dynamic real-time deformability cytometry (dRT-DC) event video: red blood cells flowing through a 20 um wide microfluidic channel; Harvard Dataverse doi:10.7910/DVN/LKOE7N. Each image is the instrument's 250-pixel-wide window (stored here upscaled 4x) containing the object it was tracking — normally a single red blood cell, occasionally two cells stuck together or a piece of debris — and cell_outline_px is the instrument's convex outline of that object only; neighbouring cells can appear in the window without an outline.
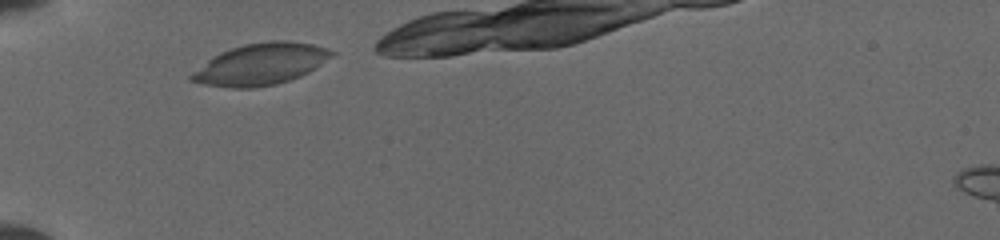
{"species": "common noctule bat (a hibernating species)", "species_latin": "Nyctalus noctula", "temperature_condition": "cold", "stored_images_in_passage": 3, "camera_frame_rate_fps": 3000, "um_per_image_px": 0.085, "animal": {"sex": "female", "body_mass_g": 19.5, "forearm_length_mm": 54.1}, "frame": {"image": 1, "passage_image": 1, "time_ms": 0.0, "image_size_px": [1000, 240], "cell_outline_px": [[336, 52], [332, 56], [308, 72], [300, 76], [276, 84], [252, 88], [232, 88], [204, 84], [188, 80], [188, 76], [192, 72], [208, 60], [220, 52], [244, 44], [272, 40], [288, 40], [312, 44], [328, 48]], "centroid_in_image_um": [22.15, 5.45], "position_along_channel_um": 62.9, "area_um2": 33.76}}